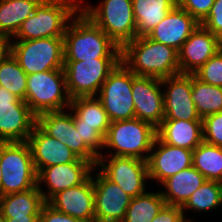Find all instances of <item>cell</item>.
<instances>
[{
    "instance_id": "obj_22",
    "label": "cell",
    "mask_w": 222,
    "mask_h": 222,
    "mask_svg": "<svg viewBox=\"0 0 222 222\" xmlns=\"http://www.w3.org/2000/svg\"><path fill=\"white\" fill-rule=\"evenodd\" d=\"M200 23L177 5L146 36L177 51Z\"/></svg>"
},
{
    "instance_id": "obj_42",
    "label": "cell",
    "mask_w": 222,
    "mask_h": 222,
    "mask_svg": "<svg viewBox=\"0 0 222 222\" xmlns=\"http://www.w3.org/2000/svg\"><path fill=\"white\" fill-rule=\"evenodd\" d=\"M7 222H39V217H15L6 218Z\"/></svg>"
},
{
    "instance_id": "obj_16",
    "label": "cell",
    "mask_w": 222,
    "mask_h": 222,
    "mask_svg": "<svg viewBox=\"0 0 222 222\" xmlns=\"http://www.w3.org/2000/svg\"><path fill=\"white\" fill-rule=\"evenodd\" d=\"M161 79L136 76L132 80L135 116L158 128L164 120V95Z\"/></svg>"
},
{
    "instance_id": "obj_14",
    "label": "cell",
    "mask_w": 222,
    "mask_h": 222,
    "mask_svg": "<svg viewBox=\"0 0 222 222\" xmlns=\"http://www.w3.org/2000/svg\"><path fill=\"white\" fill-rule=\"evenodd\" d=\"M92 169L95 167L90 162L80 158L75 162L48 166L37 173V187L48 202L58 192L84 183L91 176ZM42 182L48 187L47 192L42 191Z\"/></svg>"
},
{
    "instance_id": "obj_24",
    "label": "cell",
    "mask_w": 222,
    "mask_h": 222,
    "mask_svg": "<svg viewBox=\"0 0 222 222\" xmlns=\"http://www.w3.org/2000/svg\"><path fill=\"white\" fill-rule=\"evenodd\" d=\"M205 181V177L191 166L164 180L161 185L166 191L161 194L166 205L182 206Z\"/></svg>"
},
{
    "instance_id": "obj_32",
    "label": "cell",
    "mask_w": 222,
    "mask_h": 222,
    "mask_svg": "<svg viewBox=\"0 0 222 222\" xmlns=\"http://www.w3.org/2000/svg\"><path fill=\"white\" fill-rule=\"evenodd\" d=\"M222 205V182L206 180L181 206L183 210L210 211Z\"/></svg>"
},
{
    "instance_id": "obj_6",
    "label": "cell",
    "mask_w": 222,
    "mask_h": 222,
    "mask_svg": "<svg viewBox=\"0 0 222 222\" xmlns=\"http://www.w3.org/2000/svg\"><path fill=\"white\" fill-rule=\"evenodd\" d=\"M82 7L80 10L121 50L137 37L132 0H103L96 7Z\"/></svg>"
},
{
    "instance_id": "obj_11",
    "label": "cell",
    "mask_w": 222,
    "mask_h": 222,
    "mask_svg": "<svg viewBox=\"0 0 222 222\" xmlns=\"http://www.w3.org/2000/svg\"><path fill=\"white\" fill-rule=\"evenodd\" d=\"M36 124L27 103L0 86V142H25Z\"/></svg>"
},
{
    "instance_id": "obj_21",
    "label": "cell",
    "mask_w": 222,
    "mask_h": 222,
    "mask_svg": "<svg viewBox=\"0 0 222 222\" xmlns=\"http://www.w3.org/2000/svg\"><path fill=\"white\" fill-rule=\"evenodd\" d=\"M37 173L45 167L75 162L79 157L59 140L50 137L37 124L27 140Z\"/></svg>"
},
{
    "instance_id": "obj_36",
    "label": "cell",
    "mask_w": 222,
    "mask_h": 222,
    "mask_svg": "<svg viewBox=\"0 0 222 222\" xmlns=\"http://www.w3.org/2000/svg\"><path fill=\"white\" fill-rule=\"evenodd\" d=\"M74 123L76 129H79V134L83 138L85 145L99 157L102 152L99 149L104 146V137L94 128V126L81 125V120L74 114Z\"/></svg>"
},
{
    "instance_id": "obj_31",
    "label": "cell",
    "mask_w": 222,
    "mask_h": 222,
    "mask_svg": "<svg viewBox=\"0 0 222 222\" xmlns=\"http://www.w3.org/2000/svg\"><path fill=\"white\" fill-rule=\"evenodd\" d=\"M192 100L201 119L222 112V87L213 86L192 74Z\"/></svg>"
},
{
    "instance_id": "obj_37",
    "label": "cell",
    "mask_w": 222,
    "mask_h": 222,
    "mask_svg": "<svg viewBox=\"0 0 222 222\" xmlns=\"http://www.w3.org/2000/svg\"><path fill=\"white\" fill-rule=\"evenodd\" d=\"M215 0H176V5L201 23L209 14Z\"/></svg>"
},
{
    "instance_id": "obj_34",
    "label": "cell",
    "mask_w": 222,
    "mask_h": 222,
    "mask_svg": "<svg viewBox=\"0 0 222 222\" xmlns=\"http://www.w3.org/2000/svg\"><path fill=\"white\" fill-rule=\"evenodd\" d=\"M194 75L205 83L222 87V49L202 65Z\"/></svg>"
},
{
    "instance_id": "obj_12",
    "label": "cell",
    "mask_w": 222,
    "mask_h": 222,
    "mask_svg": "<svg viewBox=\"0 0 222 222\" xmlns=\"http://www.w3.org/2000/svg\"><path fill=\"white\" fill-rule=\"evenodd\" d=\"M104 157L103 154L98 157L96 167H101L100 172L106 178L116 183L132 198L146 192L145 181L149 179L146 160L135 157L111 156L107 161Z\"/></svg>"
},
{
    "instance_id": "obj_13",
    "label": "cell",
    "mask_w": 222,
    "mask_h": 222,
    "mask_svg": "<svg viewBox=\"0 0 222 222\" xmlns=\"http://www.w3.org/2000/svg\"><path fill=\"white\" fill-rule=\"evenodd\" d=\"M37 125L50 137H53L75 153L80 159L96 167L98 157L85 145L76 129L74 113L63 111L45 112L37 116Z\"/></svg>"
},
{
    "instance_id": "obj_29",
    "label": "cell",
    "mask_w": 222,
    "mask_h": 222,
    "mask_svg": "<svg viewBox=\"0 0 222 222\" xmlns=\"http://www.w3.org/2000/svg\"><path fill=\"white\" fill-rule=\"evenodd\" d=\"M192 166L206 180L222 182V147L202 141L192 153Z\"/></svg>"
},
{
    "instance_id": "obj_17",
    "label": "cell",
    "mask_w": 222,
    "mask_h": 222,
    "mask_svg": "<svg viewBox=\"0 0 222 222\" xmlns=\"http://www.w3.org/2000/svg\"><path fill=\"white\" fill-rule=\"evenodd\" d=\"M93 180L95 222H122L132 197L98 171Z\"/></svg>"
},
{
    "instance_id": "obj_18",
    "label": "cell",
    "mask_w": 222,
    "mask_h": 222,
    "mask_svg": "<svg viewBox=\"0 0 222 222\" xmlns=\"http://www.w3.org/2000/svg\"><path fill=\"white\" fill-rule=\"evenodd\" d=\"M220 49L222 40L199 24L178 51L180 73L194 74Z\"/></svg>"
},
{
    "instance_id": "obj_43",
    "label": "cell",
    "mask_w": 222,
    "mask_h": 222,
    "mask_svg": "<svg viewBox=\"0 0 222 222\" xmlns=\"http://www.w3.org/2000/svg\"><path fill=\"white\" fill-rule=\"evenodd\" d=\"M0 222H7L6 218L0 213Z\"/></svg>"
},
{
    "instance_id": "obj_26",
    "label": "cell",
    "mask_w": 222,
    "mask_h": 222,
    "mask_svg": "<svg viewBox=\"0 0 222 222\" xmlns=\"http://www.w3.org/2000/svg\"><path fill=\"white\" fill-rule=\"evenodd\" d=\"M137 37L146 36L176 6V0H132Z\"/></svg>"
},
{
    "instance_id": "obj_4",
    "label": "cell",
    "mask_w": 222,
    "mask_h": 222,
    "mask_svg": "<svg viewBox=\"0 0 222 222\" xmlns=\"http://www.w3.org/2000/svg\"><path fill=\"white\" fill-rule=\"evenodd\" d=\"M0 194L25 192L37 186V171L27 141L0 142Z\"/></svg>"
},
{
    "instance_id": "obj_38",
    "label": "cell",
    "mask_w": 222,
    "mask_h": 222,
    "mask_svg": "<svg viewBox=\"0 0 222 222\" xmlns=\"http://www.w3.org/2000/svg\"><path fill=\"white\" fill-rule=\"evenodd\" d=\"M200 24L222 40V0H215L209 14Z\"/></svg>"
},
{
    "instance_id": "obj_25",
    "label": "cell",
    "mask_w": 222,
    "mask_h": 222,
    "mask_svg": "<svg viewBox=\"0 0 222 222\" xmlns=\"http://www.w3.org/2000/svg\"><path fill=\"white\" fill-rule=\"evenodd\" d=\"M45 203L43 195L36 186L25 192L1 196L0 213L5 218L39 217Z\"/></svg>"
},
{
    "instance_id": "obj_23",
    "label": "cell",
    "mask_w": 222,
    "mask_h": 222,
    "mask_svg": "<svg viewBox=\"0 0 222 222\" xmlns=\"http://www.w3.org/2000/svg\"><path fill=\"white\" fill-rule=\"evenodd\" d=\"M157 136L171 146L193 151L203 141L202 120L164 119Z\"/></svg>"
},
{
    "instance_id": "obj_3",
    "label": "cell",
    "mask_w": 222,
    "mask_h": 222,
    "mask_svg": "<svg viewBox=\"0 0 222 222\" xmlns=\"http://www.w3.org/2000/svg\"><path fill=\"white\" fill-rule=\"evenodd\" d=\"M83 0H41L13 38L33 40L64 37L70 18L78 14Z\"/></svg>"
},
{
    "instance_id": "obj_33",
    "label": "cell",
    "mask_w": 222,
    "mask_h": 222,
    "mask_svg": "<svg viewBox=\"0 0 222 222\" xmlns=\"http://www.w3.org/2000/svg\"><path fill=\"white\" fill-rule=\"evenodd\" d=\"M0 86L18 98L26 99L27 74L12 54L0 64Z\"/></svg>"
},
{
    "instance_id": "obj_35",
    "label": "cell",
    "mask_w": 222,
    "mask_h": 222,
    "mask_svg": "<svg viewBox=\"0 0 222 222\" xmlns=\"http://www.w3.org/2000/svg\"><path fill=\"white\" fill-rule=\"evenodd\" d=\"M202 131L204 142L222 147V112L204 117Z\"/></svg>"
},
{
    "instance_id": "obj_5",
    "label": "cell",
    "mask_w": 222,
    "mask_h": 222,
    "mask_svg": "<svg viewBox=\"0 0 222 222\" xmlns=\"http://www.w3.org/2000/svg\"><path fill=\"white\" fill-rule=\"evenodd\" d=\"M156 137L157 128L138 118L112 121L104 137L103 148L114 149L115 152H110L112 156L135 157L147 161Z\"/></svg>"
},
{
    "instance_id": "obj_28",
    "label": "cell",
    "mask_w": 222,
    "mask_h": 222,
    "mask_svg": "<svg viewBox=\"0 0 222 222\" xmlns=\"http://www.w3.org/2000/svg\"><path fill=\"white\" fill-rule=\"evenodd\" d=\"M69 109L81 120V125L94 126L105 137L110 119L102 102L95 97H78L71 100Z\"/></svg>"
},
{
    "instance_id": "obj_7",
    "label": "cell",
    "mask_w": 222,
    "mask_h": 222,
    "mask_svg": "<svg viewBox=\"0 0 222 222\" xmlns=\"http://www.w3.org/2000/svg\"><path fill=\"white\" fill-rule=\"evenodd\" d=\"M24 101L36 116L45 112L63 111L65 107L69 108L71 99L66 88L64 69L27 75Z\"/></svg>"
},
{
    "instance_id": "obj_30",
    "label": "cell",
    "mask_w": 222,
    "mask_h": 222,
    "mask_svg": "<svg viewBox=\"0 0 222 222\" xmlns=\"http://www.w3.org/2000/svg\"><path fill=\"white\" fill-rule=\"evenodd\" d=\"M165 205L161 192H145L131 199L122 222H152Z\"/></svg>"
},
{
    "instance_id": "obj_44",
    "label": "cell",
    "mask_w": 222,
    "mask_h": 222,
    "mask_svg": "<svg viewBox=\"0 0 222 222\" xmlns=\"http://www.w3.org/2000/svg\"><path fill=\"white\" fill-rule=\"evenodd\" d=\"M1 159H0V187H1V181H2V174H1Z\"/></svg>"
},
{
    "instance_id": "obj_9",
    "label": "cell",
    "mask_w": 222,
    "mask_h": 222,
    "mask_svg": "<svg viewBox=\"0 0 222 222\" xmlns=\"http://www.w3.org/2000/svg\"><path fill=\"white\" fill-rule=\"evenodd\" d=\"M64 37L15 40L12 56L27 75L63 69Z\"/></svg>"
},
{
    "instance_id": "obj_10",
    "label": "cell",
    "mask_w": 222,
    "mask_h": 222,
    "mask_svg": "<svg viewBox=\"0 0 222 222\" xmlns=\"http://www.w3.org/2000/svg\"><path fill=\"white\" fill-rule=\"evenodd\" d=\"M135 77L121 61L101 86L97 98L111 122L136 118L132 97V80Z\"/></svg>"
},
{
    "instance_id": "obj_15",
    "label": "cell",
    "mask_w": 222,
    "mask_h": 222,
    "mask_svg": "<svg viewBox=\"0 0 222 222\" xmlns=\"http://www.w3.org/2000/svg\"><path fill=\"white\" fill-rule=\"evenodd\" d=\"M164 91V119L202 120L192 100V74L179 73L161 79Z\"/></svg>"
},
{
    "instance_id": "obj_39",
    "label": "cell",
    "mask_w": 222,
    "mask_h": 222,
    "mask_svg": "<svg viewBox=\"0 0 222 222\" xmlns=\"http://www.w3.org/2000/svg\"><path fill=\"white\" fill-rule=\"evenodd\" d=\"M184 213L181 206L165 205L152 222H191Z\"/></svg>"
},
{
    "instance_id": "obj_19",
    "label": "cell",
    "mask_w": 222,
    "mask_h": 222,
    "mask_svg": "<svg viewBox=\"0 0 222 222\" xmlns=\"http://www.w3.org/2000/svg\"><path fill=\"white\" fill-rule=\"evenodd\" d=\"M156 146L157 149L154 150ZM150 152L152 153L147 160L149 179L157 180L160 184L168 177L192 166V150L171 146L158 136Z\"/></svg>"
},
{
    "instance_id": "obj_40",
    "label": "cell",
    "mask_w": 222,
    "mask_h": 222,
    "mask_svg": "<svg viewBox=\"0 0 222 222\" xmlns=\"http://www.w3.org/2000/svg\"><path fill=\"white\" fill-rule=\"evenodd\" d=\"M39 222H86V221L78 218H73L67 214L57 211L46 202L41 209L39 215Z\"/></svg>"
},
{
    "instance_id": "obj_8",
    "label": "cell",
    "mask_w": 222,
    "mask_h": 222,
    "mask_svg": "<svg viewBox=\"0 0 222 222\" xmlns=\"http://www.w3.org/2000/svg\"><path fill=\"white\" fill-rule=\"evenodd\" d=\"M120 62L121 58L64 61L63 69L70 99L97 96L104 81Z\"/></svg>"
},
{
    "instance_id": "obj_2",
    "label": "cell",
    "mask_w": 222,
    "mask_h": 222,
    "mask_svg": "<svg viewBox=\"0 0 222 222\" xmlns=\"http://www.w3.org/2000/svg\"><path fill=\"white\" fill-rule=\"evenodd\" d=\"M121 61L136 76L163 79L180 73L178 51L147 36L128 43L121 50Z\"/></svg>"
},
{
    "instance_id": "obj_20",
    "label": "cell",
    "mask_w": 222,
    "mask_h": 222,
    "mask_svg": "<svg viewBox=\"0 0 222 222\" xmlns=\"http://www.w3.org/2000/svg\"><path fill=\"white\" fill-rule=\"evenodd\" d=\"M47 203L55 210L73 218L95 222L92 174L84 183L58 192Z\"/></svg>"
},
{
    "instance_id": "obj_41",
    "label": "cell",
    "mask_w": 222,
    "mask_h": 222,
    "mask_svg": "<svg viewBox=\"0 0 222 222\" xmlns=\"http://www.w3.org/2000/svg\"><path fill=\"white\" fill-rule=\"evenodd\" d=\"M10 38L8 36H0V64L12 54V40Z\"/></svg>"
},
{
    "instance_id": "obj_27",
    "label": "cell",
    "mask_w": 222,
    "mask_h": 222,
    "mask_svg": "<svg viewBox=\"0 0 222 222\" xmlns=\"http://www.w3.org/2000/svg\"><path fill=\"white\" fill-rule=\"evenodd\" d=\"M41 0H0V36L13 38Z\"/></svg>"
},
{
    "instance_id": "obj_1",
    "label": "cell",
    "mask_w": 222,
    "mask_h": 222,
    "mask_svg": "<svg viewBox=\"0 0 222 222\" xmlns=\"http://www.w3.org/2000/svg\"><path fill=\"white\" fill-rule=\"evenodd\" d=\"M63 49L64 61L121 58V49L81 10L66 28Z\"/></svg>"
}]
</instances>
